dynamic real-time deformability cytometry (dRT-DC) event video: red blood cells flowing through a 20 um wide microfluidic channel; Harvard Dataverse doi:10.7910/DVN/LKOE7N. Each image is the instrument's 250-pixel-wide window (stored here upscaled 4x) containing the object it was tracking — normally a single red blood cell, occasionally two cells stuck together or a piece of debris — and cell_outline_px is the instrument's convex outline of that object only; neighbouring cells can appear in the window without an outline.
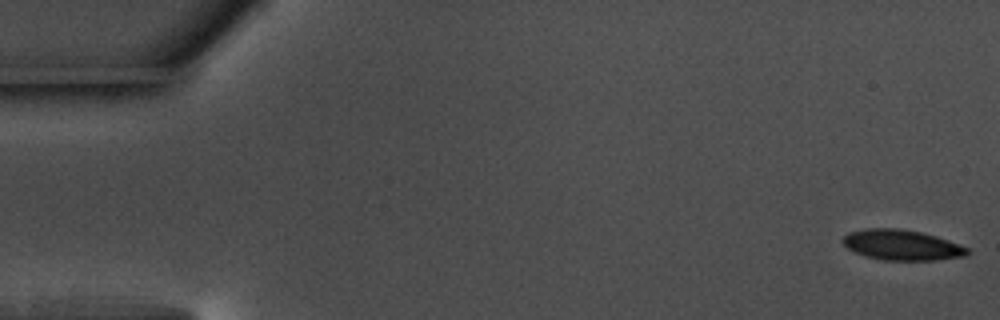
{"species": "common noctule bat (a hibernating species)", "species_latin": "Nyctalus noctula", "temperature_condition": "warm", "stored_images_in_passage": 56, "camera_frame_rate_fps": 3000, "um_per_image_px": 0.085, "animal": {"sex": "male", "body_mass_g": 17.5, "forearm_length_mm": 52.3}, "frame": {"image": 1, "passage_image": 1, "time_ms": 0.0, "image_size_px": [1000, 320], "cell_outline_px": [[968, 252], [964, 256], [936, 260], [884, 260], [864, 256], [848, 248], [840, 240], [848, 232], [868, 228], [900, 228], [920, 232], [936, 236], [968, 248]], "centroid_in_image_um": [76.6, 20.82], "position_along_channel_um": 8.4, "area_um2": 21.91}}
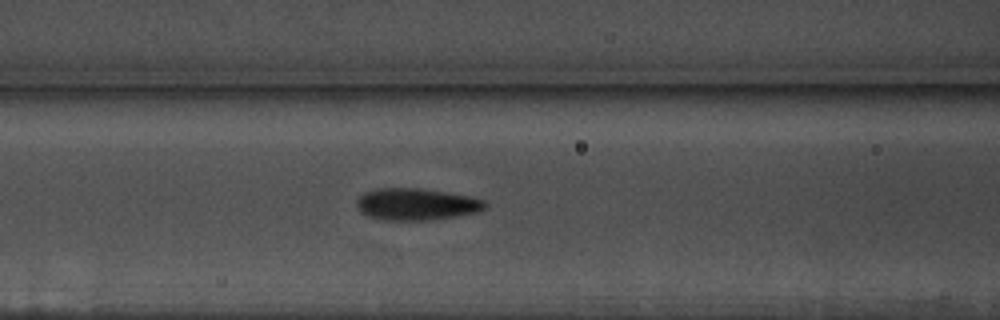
{"frame": {"image": 2, "passage_image": 23, "time_ms": 7.333, "image_size_px": [1000, 320], "cell_outline_px": [[488, 208], [480, 212], [432, 220], [376, 220], [360, 212], [356, 208], [356, 200], [364, 192], [380, 188], [420, 188], [472, 196], [484, 200], [488, 204]], "centroid_in_image_um": [35.41, 17.37], "position_along_channel_um": 131.2, "area_um2": 24.33}}
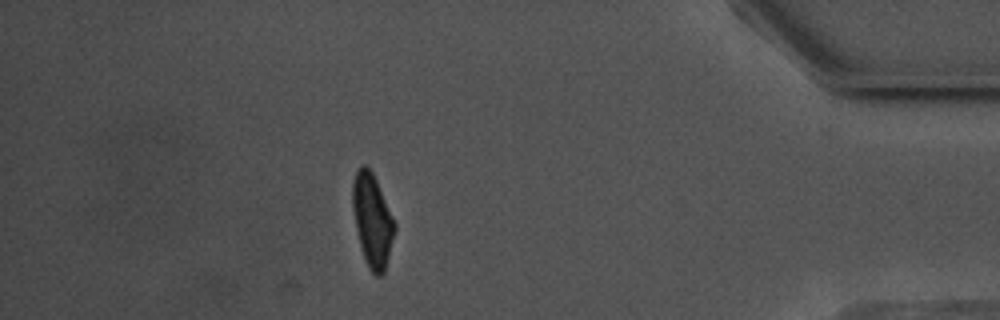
{"frame": {"image": 3, "passage_image": 49, "time_ms": 16.0, "image_size_px": [1000, 320], "cell_outline_px": [[396, 228], [384, 272], [380, 276], [376, 276], [368, 268], [360, 244], [356, 228], [352, 208], [352, 180], [356, 168], [360, 164], [364, 164], [372, 172], [376, 180], [396, 224]], "centroid_in_image_um": [31.63, 18.68], "position_along_channel_um": 403.6, "area_um2": 22.66}, "authors_computed_cell_mechanics": {"area_um2": 22.7732, "velocity_mm_per_s": 3.6627, "shape_relaxation_time_tau1_ms": 2.5457, "shape_relaxation_time_tau2_ms": 3.3316, "deformation_change_tau1": 0.1139, "deformation_change_tau2": 0.0779}}